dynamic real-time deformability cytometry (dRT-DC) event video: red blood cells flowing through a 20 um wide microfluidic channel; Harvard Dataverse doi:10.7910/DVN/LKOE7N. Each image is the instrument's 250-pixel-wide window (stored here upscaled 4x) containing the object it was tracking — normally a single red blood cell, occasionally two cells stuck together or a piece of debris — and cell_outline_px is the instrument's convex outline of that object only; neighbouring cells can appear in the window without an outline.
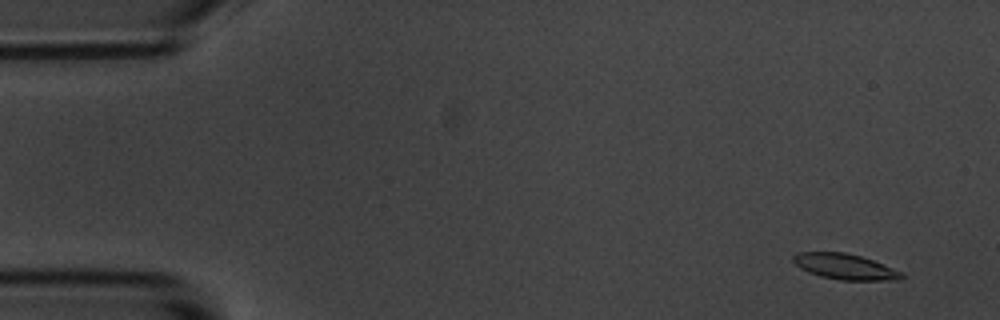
{"species": "common noctule bat (a hibernating species)", "species_latin": "Nyctalus noctula", "temperature_condition": "room temperature", "stored_images_in_passage": 57, "camera_frame_rate_fps": 3000, "um_per_image_px": 0.085, "animal": {"sex": "male", "body_mass_g": 20.1, "forearm_length_mm": 53.5}, "frame": {"image": 1, "passage_image": 4, "time_ms": 1.0, "image_size_px": [1000, 320], "cell_outline_px": [[904, 276], [900, 280], [840, 280], [820, 276], [808, 272], [800, 268], [792, 260], [792, 256], [800, 252], [844, 252], [860, 256], [872, 260], [904, 272]], "centroid_in_image_um": [71.83, 22.67], "position_along_channel_um": 13.2, "area_um2": 16.18}}
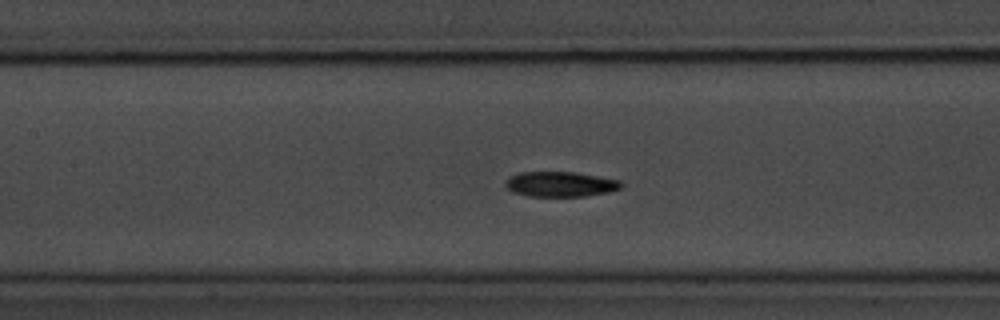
{"frame": {"image": 2, "passage_image": 26, "time_ms": 8.333, "image_size_px": [1000, 320], "cell_outline_px": [[624, 184], [620, 188], [608, 192], [584, 196], [528, 196], [512, 192], [504, 184], [508, 176], [520, 172], [576, 172], [620, 180]], "centroid_in_image_um": [47.61, 15.65], "position_along_channel_um": 159.8, "area_um2": 16.99}}
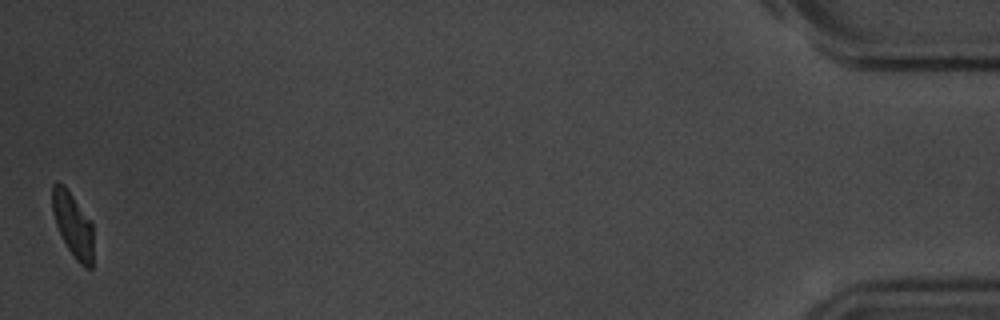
{"frame": {"image": 3, "passage_image": 57, "time_ms": 18.667, "image_size_px": [1000, 320], "cell_outline_px": [[92, 268], [84, 268], [76, 260], [68, 248], [56, 224], [52, 212], [52, 184], [56, 180], [64, 184], [92, 224]], "centroid_in_image_um": [6.17, 19.08], "position_along_channel_um": 429.0, "area_um2": 15.14}, "authors_computed_cell_mechanics": {"area_um2": 16.8198, "velocity_mm_per_s": 3.5139, "shape_relaxation_time_tau1_ms": 2.8399, "shape_relaxation_time_tau2_ms": 4.5974, "deformation_change_tau1": 0.1629, "deformation_change_tau2": 0.1131}}